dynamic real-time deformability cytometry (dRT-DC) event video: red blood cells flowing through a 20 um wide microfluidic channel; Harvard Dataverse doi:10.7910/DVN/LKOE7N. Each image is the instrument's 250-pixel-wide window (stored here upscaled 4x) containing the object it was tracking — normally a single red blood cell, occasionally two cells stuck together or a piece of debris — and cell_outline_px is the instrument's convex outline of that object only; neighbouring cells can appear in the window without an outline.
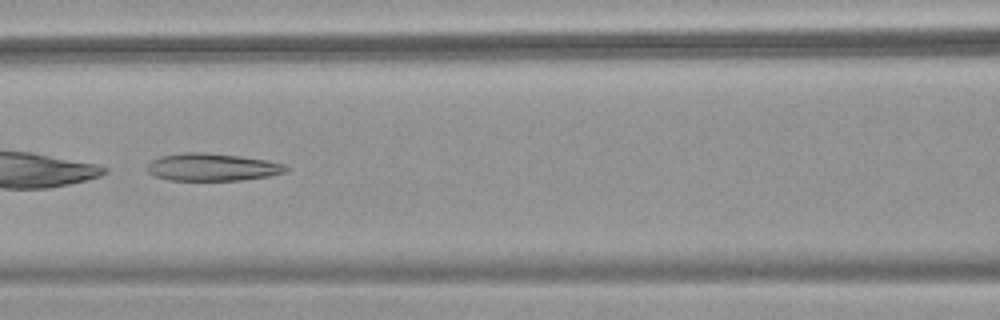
{"species": "common noctule bat (a hibernating species)", "species_latin": "Nyctalus noctula", "temperature_condition": "warm", "stored_images_in_passage": 51, "camera_frame_rate_fps": 3000, "um_per_image_px": 0.085, "animal": {"sex": "female", "body_mass_g": 18.4}, "frame": {"image": 1, "passage_image": 23, "time_ms": 7.333, "image_size_px": [1000, 320], "cell_outline_px": [[288, 172], [268, 176], [240, 180], [168, 180], [156, 176], [148, 172], [148, 164], [152, 160], [160, 156], [184, 152], [200, 152], [240, 156], [264, 160], [284, 164], [288, 168]], "centroid_in_image_um": [18.03, 14.2], "position_along_channel_um": 148.6, "area_um2": 22.08}}
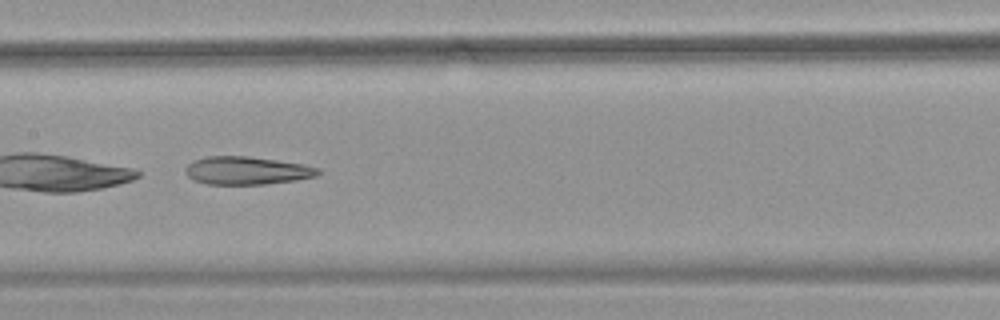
{"frame": {"image": 2, "passage_image": 26, "time_ms": 8.333, "image_size_px": [1000, 320], "cell_outline_px": [[320, 172], [316, 176], [296, 180], [264, 184], [208, 184], [192, 180], [184, 172], [184, 168], [192, 160], [208, 156], [248, 156], [304, 164], [320, 168]], "centroid_in_image_um": [20.95, 14.49], "position_along_channel_um": 186.5, "area_um2": 21.73}}
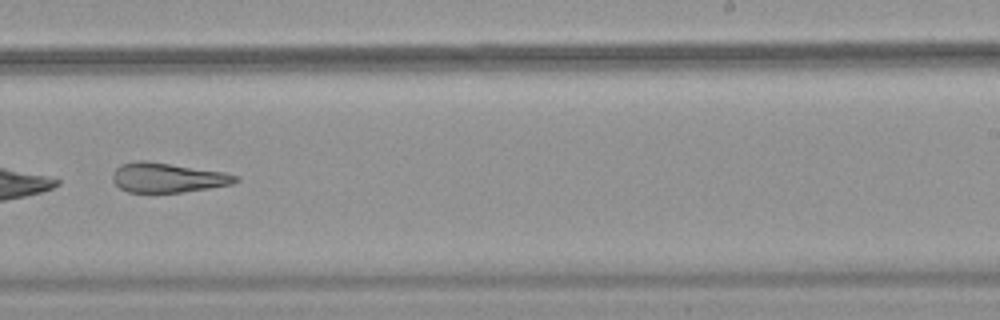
{"frame": {"image": 3, "passage_image": 33, "time_ms": 10.667, "image_size_px": [1000, 320], "cell_outline_px": [[240, 180], [232, 184], [208, 188], [152, 196], [128, 192], [120, 188], [112, 180], [112, 176], [116, 168], [120, 164], [136, 160], [148, 160], [224, 172], [240, 176]], "centroid_in_image_um": [14.2, 15.13], "position_along_channel_um": 274.8, "area_um2": 22.08}}